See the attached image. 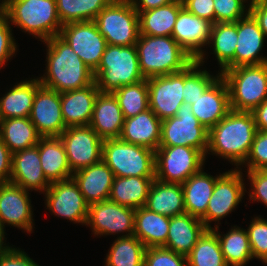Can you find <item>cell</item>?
<instances>
[{"label": "cell", "instance_id": "1", "mask_svg": "<svg viewBox=\"0 0 267 266\" xmlns=\"http://www.w3.org/2000/svg\"><path fill=\"white\" fill-rule=\"evenodd\" d=\"M256 131L252 112L231 109L209 130L206 156L211 152L239 169L249 155Z\"/></svg>", "mask_w": 267, "mask_h": 266}, {"label": "cell", "instance_id": "2", "mask_svg": "<svg viewBox=\"0 0 267 266\" xmlns=\"http://www.w3.org/2000/svg\"><path fill=\"white\" fill-rule=\"evenodd\" d=\"M46 71L38 77L41 85L59 93L80 89L95 82L94 73L59 35L44 41Z\"/></svg>", "mask_w": 267, "mask_h": 266}, {"label": "cell", "instance_id": "3", "mask_svg": "<svg viewBox=\"0 0 267 266\" xmlns=\"http://www.w3.org/2000/svg\"><path fill=\"white\" fill-rule=\"evenodd\" d=\"M135 46L145 79L183 71L194 61L172 36L140 34Z\"/></svg>", "mask_w": 267, "mask_h": 266}, {"label": "cell", "instance_id": "4", "mask_svg": "<svg viewBox=\"0 0 267 266\" xmlns=\"http://www.w3.org/2000/svg\"><path fill=\"white\" fill-rule=\"evenodd\" d=\"M10 24L44 42L60 34L56 0H2Z\"/></svg>", "mask_w": 267, "mask_h": 266}, {"label": "cell", "instance_id": "5", "mask_svg": "<svg viewBox=\"0 0 267 266\" xmlns=\"http://www.w3.org/2000/svg\"><path fill=\"white\" fill-rule=\"evenodd\" d=\"M93 73L99 91L104 93H113L125 85L145 79L139 67L135 45L107 44L98 68Z\"/></svg>", "mask_w": 267, "mask_h": 266}, {"label": "cell", "instance_id": "6", "mask_svg": "<svg viewBox=\"0 0 267 266\" xmlns=\"http://www.w3.org/2000/svg\"><path fill=\"white\" fill-rule=\"evenodd\" d=\"M221 77L227 83L232 110L252 112L267 99V62L227 69Z\"/></svg>", "mask_w": 267, "mask_h": 266}, {"label": "cell", "instance_id": "7", "mask_svg": "<svg viewBox=\"0 0 267 266\" xmlns=\"http://www.w3.org/2000/svg\"><path fill=\"white\" fill-rule=\"evenodd\" d=\"M102 160L115 177H155V151L145 146L105 139Z\"/></svg>", "mask_w": 267, "mask_h": 266}, {"label": "cell", "instance_id": "8", "mask_svg": "<svg viewBox=\"0 0 267 266\" xmlns=\"http://www.w3.org/2000/svg\"><path fill=\"white\" fill-rule=\"evenodd\" d=\"M94 22L107 44L132 46L138 41L139 14L130 1H111Z\"/></svg>", "mask_w": 267, "mask_h": 266}, {"label": "cell", "instance_id": "9", "mask_svg": "<svg viewBox=\"0 0 267 266\" xmlns=\"http://www.w3.org/2000/svg\"><path fill=\"white\" fill-rule=\"evenodd\" d=\"M206 156L187 146H159L155 151V179L184 183L205 166Z\"/></svg>", "mask_w": 267, "mask_h": 266}, {"label": "cell", "instance_id": "10", "mask_svg": "<svg viewBox=\"0 0 267 266\" xmlns=\"http://www.w3.org/2000/svg\"><path fill=\"white\" fill-rule=\"evenodd\" d=\"M207 130L193 114L191 105L183 103L176 116L162 120L159 146H187L200 150L205 156L208 149Z\"/></svg>", "mask_w": 267, "mask_h": 266}, {"label": "cell", "instance_id": "11", "mask_svg": "<svg viewBox=\"0 0 267 266\" xmlns=\"http://www.w3.org/2000/svg\"><path fill=\"white\" fill-rule=\"evenodd\" d=\"M242 168H234L225 173H220L217 178L212 196L208 202L207 211L201 218L207 229H212V222H218L214 227L220 225V220L228 216L242 201L245 188Z\"/></svg>", "mask_w": 267, "mask_h": 266}, {"label": "cell", "instance_id": "12", "mask_svg": "<svg viewBox=\"0 0 267 266\" xmlns=\"http://www.w3.org/2000/svg\"><path fill=\"white\" fill-rule=\"evenodd\" d=\"M59 137L73 173L102 161L104 140L89 125L68 127Z\"/></svg>", "mask_w": 267, "mask_h": 266}, {"label": "cell", "instance_id": "13", "mask_svg": "<svg viewBox=\"0 0 267 266\" xmlns=\"http://www.w3.org/2000/svg\"><path fill=\"white\" fill-rule=\"evenodd\" d=\"M59 36L89 69L94 72L98 68L107 42L94 21L66 23L62 26Z\"/></svg>", "mask_w": 267, "mask_h": 266}, {"label": "cell", "instance_id": "14", "mask_svg": "<svg viewBox=\"0 0 267 266\" xmlns=\"http://www.w3.org/2000/svg\"><path fill=\"white\" fill-rule=\"evenodd\" d=\"M134 215V208L108 199L89 205L85 225L91 227L94 236L121 233L119 237H130L134 235Z\"/></svg>", "mask_w": 267, "mask_h": 266}, {"label": "cell", "instance_id": "15", "mask_svg": "<svg viewBox=\"0 0 267 266\" xmlns=\"http://www.w3.org/2000/svg\"><path fill=\"white\" fill-rule=\"evenodd\" d=\"M44 194L46 209L52 214L73 223L86 224L89 205L73 178L52 182Z\"/></svg>", "mask_w": 267, "mask_h": 266}, {"label": "cell", "instance_id": "16", "mask_svg": "<svg viewBox=\"0 0 267 266\" xmlns=\"http://www.w3.org/2000/svg\"><path fill=\"white\" fill-rule=\"evenodd\" d=\"M149 108L160 120L176 116L184 103V70L147 79Z\"/></svg>", "mask_w": 267, "mask_h": 266}, {"label": "cell", "instance_id": "17", "mask_svg": "<svg viewBox=\"0 0 267 266\" xmlns=\"http://www.w3.org/2000/svg\"><path fill=\"white\" fill-rule=\"evenodd\" d=\"M212 23L191 14L183 7L174 24L172 37L201 66L205 62L206 51L202 50L210 40ZM203 47V48H202Z\"/></svg>", "mask_w": 267, "mask_h": 266}, {"label": "cell", "instance_id": "18", "mask_svg": "<svg viewBox=\"0 0 267 266\" xmlns=\"http://www.w3.org/2000/svg\"><path fill=\"white\" fill-rule=\"evenodd\" d=\"M29 118L42 137L60 136L66 129L61 112V93L40 84Z\"/></svg>", "mask_w": 267, "mask_h": 266}, {"label": "cell", "instance_id": "19", "mask_svg": "<svg viewBox=\"0 0 267 266\" xmlns=\"http://www.w3.org/2000/svg\"><path fill=\"white\" fill-rule=\"evenodd\" d=\"M29 191L12 182L0 184V224L17 227L32 233L33 211Z\"/></svg>", "mask_w": 267, "mask_h": 266}, {"label": "cell", "instance_id": "20", "mask_svg": "<svg viewBox=\"0 0 267 266\" xmlns=\"http://www.w3.org/2000/svg\"><path fill=\"white\" fill-rule=\"evenodd\" d=\"M237 35L238 41L234 54V68L267 62V57L260 55L266 41V36L250 12L237 21Z\"/></svg>", "mask_w": 267, "mask_h": 266}, {"label": "cell", "instance_id": "21", "mask_svg": "<svg viewBox=\"0 0 267 266\" xmlns=\"http://www.w3.org/2000/svg\"><path fill=\"white\" fill-rule=\"evenodd\" d=\"M10 182L27 191L45 193L51 183L46 179L38 151V146L20 150L12 154Z\"/></svg>", "mask_w": 267, "mask_h": 266}, {"label": "cell", "instance_id": "22", "mask_svg": "<svg viewBox=\"0 0 267 266\" xmlns=\"http://www.w3.org/2000/svg\"><path fill=\"white\" fill-rule=\"evenodd\" d=\"M191 109L198 121L207 130L214 127L231 110L226 81L220 76L194 101Z\"/></svg>", "mask_w": 267, "mask_h": 266}, {"label": "cell", "instance_id": "23", "mask_svg": "<svg viewBox=\"0 0 267 266\" xmlns=\"http://www.w3.org/2000/svg\"><path fill=\"white\" fill-rule=\"evenodd\" d=\"M99 93L96 82L61 93V112L66 128L89 125Z\"/></svg>", "mask_w": 267, "mask_h": 266}, {"label": "cell", "instance_id": "24", "mask_svg": "<svg viewBox=\"0 0 267 266\" xmlns=\"http://www.w3.org/2000/svg\"><path fill=\"white\" fill-rule=\"evenodd\" d=\"M125 121L113 93L100 92L96 98L89 126L102 140L119 138Z\"/></svg>", "mask_w": 267, "mask_h": 266}, {"label": "cell", "instance_id": "25", "mask_svg": "<svg viewBox=\"0 0 267 266\" xmlns=\"http://www.w3.org/2000/svg\"><path fill=\"white\" fill-rule=\"evenodd\" d=\"M114 177L103 160L72 175L88 205L109 199Z\"/></svg>", "mask_w": 267, "mask_h": 266}, {"label": "cell", "instance_id": "26", "mask_svg": "<svg viewBox=\"0 0 267 266\" xmlns=\"http://www.w3.org/2000/svg\"><path fill=\"white\" fill-rule=\"evenodd\" d=\"M162 120L149 108L134 117L125 119L120 139L154 151L159 148Z\"/></svg>", "mask_w": 267, "mask_h": 266}, {"label": "cell", "instance_id": "27", "mask_svg": "<svg viewBox=\"0 0 267 266\" xmlns=\"http://www.w3.org/2000/svg\"><path fill=\"white\" fill-rule=\"evenodd\" d=\"M206 230L201 219L188 213L173 216L170 218L167 240L163 247L187 256Z\"/></svg>", "mask_w": 267, "mask_h": 266}, {"label": "cell", "instance_id": "28", "mask_svg": "<svg viewBox=\"0 0 267 266\" xmlns=\"http://www.w3.org/2000/svg\"><path fill=\"white\" fill-rule=\"evenodd\" d=\"M145 208L170 218L186 213L182 184L154 179Z\"/></svg>", "mask_w": 267, "mask_h": 266}, {"label": "cell", "instance_id": "29", "mask_svg": "<svg viewBox=\"0 0 267 266\" xmlns=\"http://www.w3.org/2000/svg\"><path fill=\"white\" fill-rule=\"evenodd\" d=\"M38 151L46 179L52 183L72 178L64 144L59 136L41 137Z\"/></svg>", "mask_w": 267, "mask_h": 266}, {"label": "cell", "instance_id": "30", "mask_svg": "<svg viewBox=\"0 0 267 266\" xmlns=\"http://www.w3.org/2000/svg\"><path fill=\"white\" fill-rule=\"evenodd\" d=\"M219 176L220 174L213 177L202 168L182 183L186 213L199 219L205 215Z\"/></svg>", "mask_w": 267, "mask_h": 266}, {"label": "cell", "instance_id": "31", "mask_svg": "<svg viewBox=\"0 0 267 266\" xmlns=\"http://www.w3.org/2000/svg\"><path fill=\"white\" fill-rule=\"evenodd\" d=\"M170 217L152 212L145 207L135 209L134 236L146 248L163 247L166 244Z\"/></svg>", "mask_w": 267, "mask_h": 266}, {"label": "cell", "instance_id": "32", "mask_svg": "<svg viewBox=\"0 0 267 266\" xmlns=\"http://www.w3.org/2000/svg\"><path fill=\"white\" fill-rule=\"evenodd\" d=\"M39 85L38 78L26 79L13 85L9 92L0 97V120L29 117Z\"/></svg>", "mask_w": 267, "mask_h": 266}, {"label": "cell", "instance_id": "33", "mask_svg": "<svg viewBox=\"0 0 267 266\" xmlns=\"http://www.w3.org/2000/svg\"><path fill=\"white\" fill-rule=\"evenodd\" d=\"M154 179L155 177H114L109 200L134 209L145 207Z\"/></svg>", "mask_w": 267, "mask_h": 266}, {"label": "cell", "instance_id": "34", "mask_svg": "<svg viewBox=\"0 0 267 266\" xmlns=\"http://www.w3.org/2000/svg\"><path fill=\"white\" fill-rule=\"evenodd\" d=\"M183 7L182 0H174L165 6L147 11H137L139 14L140 34L172 36L177 16Z\"/></svg>", "mask_w": 267, "mask_h": 266}, {"label": "cell", "instance_id": "35", "mask_svg": "<svg viewBox=\"0 0 267 266\" xmlns=\"http://www.w3.org/2000/svg\"><path fill=\"white\" fill-rule=\"evenodd\" d=\"M41 137L29 117L0 120V138L12 153L36 146Z\"/></svg>", "mask_w": 267, "mask_h": 266}, {"label": "cell", "instance_id": "36", "mask_svg": "<svg viewBox=\"0 0 267 266\" xmlns=\"http://www.w3.org/2000/svg\"><path fill=\"white\" fill-rule=\"evenodd\" d=\"M219 239L221 250L228 266H245L253 259L247 230L237 225L220 234L219 226L211 229Z\"/></svg>", "mask_w": 267, "mask_h": 266}, {"label": "cell", "instance_id": "37", "mask_svg": "<svg viewBox=\"0 0 267 266\" xmlns=\"http://www.w3.org/2000/svg\"><path fill=\"white\" fill-rule=\"evenodd\" d=\"M238 41L237 22L214 23L208 47H212L220 73L234 68V54Z\"/></svg>", "mask_w": 267, "mask_h": 266}, {"label": "cell", "instance_id": "38", "mask_svg": "<svg viewBox=\"0 0 267 266\" xmlns=\"http://www.w3.org/2000/svg\"><path fill=\"white\" fill-rule=\"evenodd\" d=\"M146 247L136 237H117L108 250L105 266H143Z\"/></svg>", "mask_w": 267, "mask_h": 266}, {"label": "cell", "instance_id": "39", "mask_svg": "<svg viewBox=\"0 0 267 266\" xmlns=\"http://www.w3.org/2000/svg\"><path fill=\"white\" fill-rule=\"evenodd\" d=\"M186 257L188 266H228L219 239L211 229L202 234Z\"/></svg>", "mask_w": 267, "mask_h": 266}, {"label": "cell", "instance_id": "40", "mask_svg": "<svg viewBox=\"0 0 267 266\" xmlns=\"http://www.w3.org/2000/svg\"><path fill=\"white\" fill-rule=\"evenodd\" d=\"M112 0H56L62 25L70 22L94 21Z\"/></svg>", "mask_w": 267, "mask_h": 266}, {"label": "cell", "instance_id": "41", "mask_svg": "<svg viewBox=\"0 0 267 266\" xmlns=\"http://www.w3.org/2000/svg\"><path fill=\"white\" fill-rule=\"evenodd\" d=\"M125 119L131 118L149 109V92L147 79L138 83L125 85L113 92Z\"/></svg>", "mask_w": 267, "mask_h": 266}, {"label": "cell", "instance_id": "42", "mask_svg": "<svg viewBox=\"0 0 267 266\" xmlns=\"http://www.w3.org/2000/svg\"><path fill=\"white\" fill-rule=\"evenodd\" d=\"M200 68L201 64L194 60L184 69V103L192 105L221 76L220 72L214 76L205 67Z\"/></svg>", "mask_w": 267, "mask_h": 266}, {"label": "cell", "instance_id": "43", "mask_svg": "<svg viewBox=\"0 0 267 266\" xmlns=\"http://www.w3.org/2000/svg\"><path fill=\"white\" fill-rule=\"evenodd\" d=\"M253 259L257 258L267 265V220L254 217L247 228Z\"/></svg>", "mask_w": 267, "mask_h": 266}, {"label": "cell", "instance_id": "44", "mask_svg": "<svg viewBox=\"0 0 267 266\" xmlns=\"http://www.w3.org/2000/svg\"><path fill=\"white\" fill-rule=\"evenodd\" d=\"M143 266H188L187 257L165 247L146 248Z\"/></svg>", "mask_w": 267, "mask_h": 266}, {"label": "cell", "instance_id": "45", "mask_svg": "<svg viewBox=\"0 0 267 266\" xmlns=\"http://www.w3.org/2000/svg\"><path fill=\"white\" fill-rule=\"evenodd\" d=\"M215 23L237 22L245 17L250 8L242 0H213Z\"/></svg>", "mask_w": 267, "mask_h": 266}, {"label": "cell", "instance_id": "46", "mask_svg": "<svg viewBox=\"0 0 267 266\" xmlns=\"http://www.w3.org/2000/svg\"><path fill=\"white\" fill-rule=\"evenodd\" d=\"M244 165L247 171L267 169V131H256L251 150L242 166Z\"/></svg>", "mask_w": 267, "mask_h": 266}, {"label": "cell", "instance_id": "47", "mask_svg": "<svg viewBox=\"0 0 267 266\" xmlns=\"http://www.w3.org/2000/svg\"><path fill=\"white\" fill-rule=\"evenodd\" d=\"M10 26L9 20L3 15L0 18V68L13 57L18 47Z\"/></svg>", "mask_w": 267, "mask_h": 266}, {"label": "cell", "instance_id": "48", "mask_svg": "<svg viewBox=\"0 0 267 266\" xmlns=\"http://www.w3.org/2000/svg\"><path fill=\"white\" fill-rule=\"evenodd\" d=\"M246 173L251 184L248 192L250 201H260L267 207V169L249 170Z\"/></svg>", "mask_w": 267, "mask_h": 266}, {"label": "cell", "instance_id": "49", "mask_svg": "<svg viewBox=\"0 0 267 266\" xmlns=\"http://www.w3.org/2000/svg\"><path fill=\"white\" fill-rule=\"evenodd\" d=\"M183 6L201 19L215 23V10L213 0H182Z\"/></svg>", "mask_w": 267, "mask_h": 266}, {"label": "cell", "instance_id": "50", "mask_svg": "<svg viewBox=\"0 0 267 266\" xmlns=\"http://www.w3.org/2000/svg\"><path fill=\"white\" fill-rule=\"evenodd\" d=\"M0 266H40L24 250L12 248L0 257Z\"/></svg>", "mask_w": 267, "mask_h": 266}, {"label": "cell", "instance_id": "51", "mask_svg": "<svg viewBox=\"0 0 267 266\" xmlns=\"http://www.w3.org/2000/svg\"><path fill=\"white\" fill-rule=\"evenodd\" d=\"M12 152L0 138V180L10 182L12 169Z\"/></svg>", "mask_w": 267, "mask_h": 266}, {"label": "cell", "instance_id": "52", "mask_svg": "<svg viewBox=\"0 0 267 266\" xmlns=\"http://www.w3.org/2000/svg\"><path fill=\"white\" fill-rule=\"evenodd\" d=\"M250 13L257 20L260 29L267 38V0H257L250 7Z\"/></svg>", "mask_w": 267, "mask_h": 266}, {"label": "cell", "instance_id": "53", "mask_svg": "<svg viewBox=\"0 0 267 266\" xmlns=\"http://www.w3.org/2000/svg\"><path fill=\"white\" fill-rule=\"evenodd\" d=\"M257 130L267 131V99L252 111Z\"/></svg>", "mask_w": 267, "mask_h": 266}, {"label": "cell", "instance_id": "54", "mask_svg": "<svg viewBox=\"0 0 267 266\" xmlns=\"http://www.w3.org/2000/svg\"><path fill=\"white\" fill-rule=\"evenodd\" d=\"M174 0H132L131 3L136 11H147L170 4Z\"/></svg>", "mask_w": 267, "mask_h": 266}, {"label": "cell", "instance_id": "55", "mask_svg": "<svg viewBox=\"0 0 267 266\" xmlns=\"http://www.w3.org/2000/svg\"><path fill=\"white\" fill-rule=\"evenodd\" d=\"M5 229L4 227L0 224V257L10 251L12 249L11 246L7 245L4 240H5ZM6 244V245H5Z\"/></svg>", "mask_w": 267, "mask_h": 266}, {"label": "cell", "instance_id": "56", "mask_svg": "<svg viewBox=\"0 0 267 266\" xmlns=\"http://www.w3.org/2000/svg\"><path fill=\"white\" fill-rule=\"evenodd\" d=\"M4 15V2L1 1L0 3V18Z\"/></svg>", "mask_w": 267, "mask_h": 266}, {"label": "cell", "instance_id": "57", "mask_svg": "<svg viewBox=\"0 0 267 266\" xmlns=\"http://www.w3.org/2000/svg\"><path fill=\"white\" fill-rule=\"evenodd\" d=\"M244 3H246L248 0H242ZM257 0H250V3L248 4L249 8L256 2Z\"/></svg>", "mask_w": 267, "mask_h": 266}, {"label": "cell", "instance_id": "58", "mask_svg": "<svg viewBox=\"0 0 267 266\" xmlns=\"http://www.w3.org/2000/svg\"><path fill=\"white\" fill-rule=\"evenodd\" d=\"M112 1H132V0H112Z\"/></svg>", "mask_w": 267, "mask_h": 266}]
</instances>
